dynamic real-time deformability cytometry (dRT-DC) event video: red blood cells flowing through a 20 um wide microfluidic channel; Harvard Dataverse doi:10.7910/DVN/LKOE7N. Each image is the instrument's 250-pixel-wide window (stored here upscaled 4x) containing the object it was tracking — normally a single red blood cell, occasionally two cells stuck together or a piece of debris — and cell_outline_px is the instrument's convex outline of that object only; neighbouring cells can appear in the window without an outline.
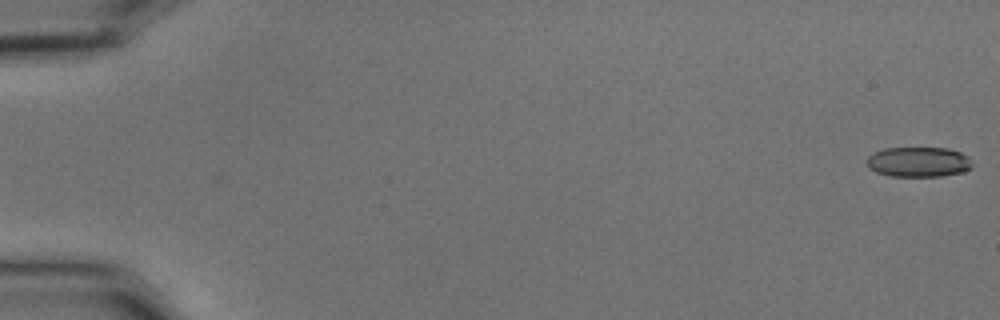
{"species": "common noctule bat (a hibernating species)", "species_latin": "Nyctalus noctula", "temperature_condition": "cold", "stored_images_in_passage": 20, "camera_frame_rate_fps": 3000, "um_per_image_px": 0.085, "animal": {"sex": "male", "body_mass_g": 15.6}, "frame": {"image": 1, "passage_image": 1, "time_ms": 0.0, "image_size_px": [1000, 320], "cell_outline_px": [[972, 168], [964, 172], [940, 176], [892, 176], [876, 172], [868, 168], [864, 160], [872, 152], [884, 148], [948, 148], [960, 152], [968, 156], [972, 164]], "centroid_in_image_um": [78.04, 13.76], "position_along_channel_um": 7.0, "area_um2": 18.73}}